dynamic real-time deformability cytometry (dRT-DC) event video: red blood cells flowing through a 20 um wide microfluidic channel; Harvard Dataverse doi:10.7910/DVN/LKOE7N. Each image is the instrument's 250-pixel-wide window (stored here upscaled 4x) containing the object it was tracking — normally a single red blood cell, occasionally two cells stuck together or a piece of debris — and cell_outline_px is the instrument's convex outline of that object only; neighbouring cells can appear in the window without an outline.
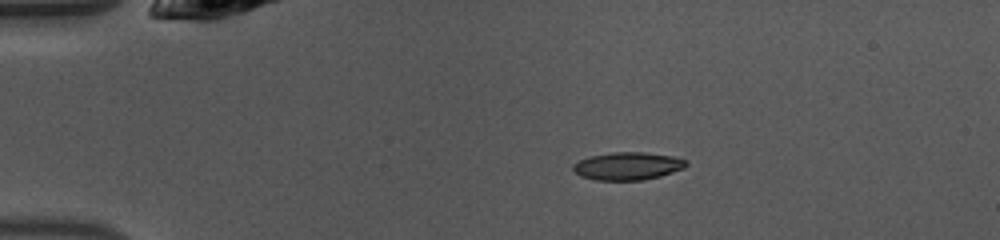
{"species": "common noctule bat (a hibernating species)", "species_latin": "Nyctalus noctula", "temperature_condition": "warm", "stored_images_in_passage": 47, "camera_frame_rate_fps": 3000, "um_per_image_px": 0.085, "animal": {"sex": "female", "body_mass_g": 10.0, "forearm_length_mm": 53.1}, "frame": {"image": 1, "passage_image": 9, "time_ms": 2.667, "image_size_px": [1000, 240], "cell_outline_px": [[688, 164], [684, 168], [660, 176], [644, 180], [596, 180], [580, 176], [572, 168], [572, 164], [588, 156], [612, 152], [644, 152], [672, 156], [688, 160]], "centroid_in_image_um": [53.35, 14.11], "position_along_channel_um": 31.6, "area_um2": 18.38}}
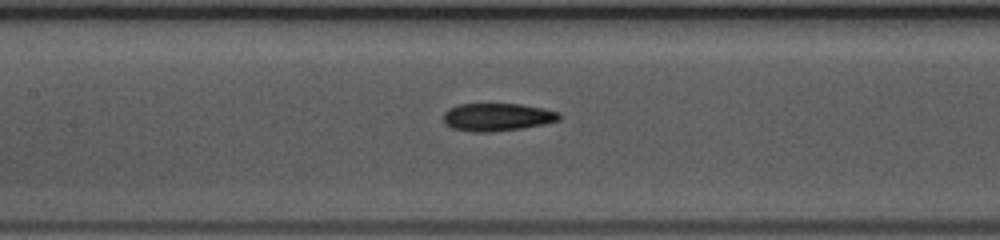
{"frame": {"image": 2, "passage_image": 22, "time_ms": 7.0, "image_size_px": [1000, 240], "cell_outline_px": [[560, 120], [544, 124], [520, 128], [492, 132], [472, 132], [452, 128], [444, 124], [444, 112], [448, 108], [460, 104], [520, 104], [544, 108], [560, 112]], "centroid_in_image_um": [42.26, 9.95], "position_along_channel_um": 165.1, "area_um2": 18.84}}
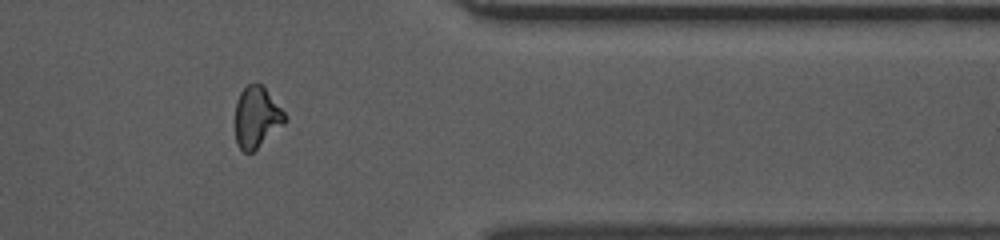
{"frame": {"image": 3, "passage_image": 39, "time_ms": 12.667, "image_size_px": [1000, 240], "cell_outline_px": [[284, 124], [252, 152], [244, 152], [236, 144], [236, 100], [240, 92], [248, 84], [264, 84], [284, 112]], "centroid_in_image_um": [21.8, 9.93], "position_along_channel_um": 389.6, "area_um2": 17.51}, "authors_computed_cell_mechanics": {"area_um2": 17.918, "velocity_mm_per_s": 4.1731, "shape_relaxation_time_tau1_ms": 4.1481, "shape_relaxation_time_tau2_ms": 8.8945, "deformation_change_tau1": 0.1673, "deformation_change_tau2": 0.1381}}